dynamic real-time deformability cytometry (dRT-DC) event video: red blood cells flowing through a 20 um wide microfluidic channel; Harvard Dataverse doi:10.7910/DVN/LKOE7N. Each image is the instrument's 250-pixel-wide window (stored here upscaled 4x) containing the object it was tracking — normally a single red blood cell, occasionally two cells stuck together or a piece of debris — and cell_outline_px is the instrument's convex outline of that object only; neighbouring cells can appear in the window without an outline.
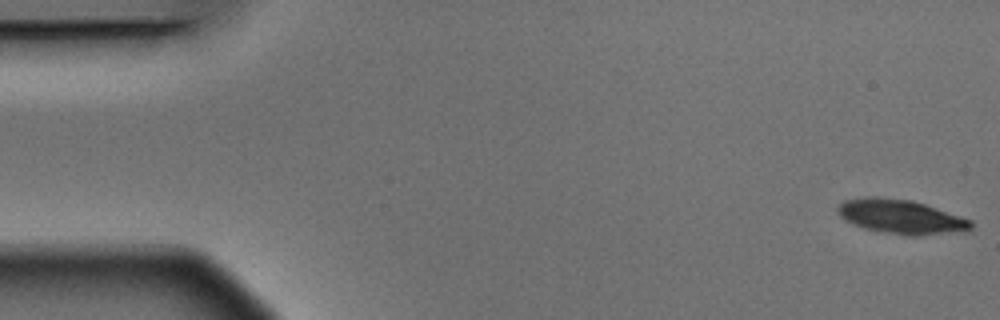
{"species": "Egyptian fruit bat (a non-hibernating species)", "species_latin": "Rousettus aegyptiacus", "temperature_condition": "warm", "stored_images_in_passage": 6, "camera_frame_rate_fps": 3000, "um_per_image_px": 0.085, "animal": {"sex": "male"}, "frame": {"image": 1, "passage_image": 1, "time_ms": 0.0, "image_size_px": [1000, 320], "cell_outline_px": [[972, 228], [968, 232], [884, 232], [864, 228], [852, 224], [844, 220], [836, 212], [836, 208], [844, 200], [868, 196], [876, 196], [912, 200], [972, 220]], "centroid_in_image_um": [76.5, 18.36], "position_along_channel_um": 8.5, "area_um2": 25.61}}
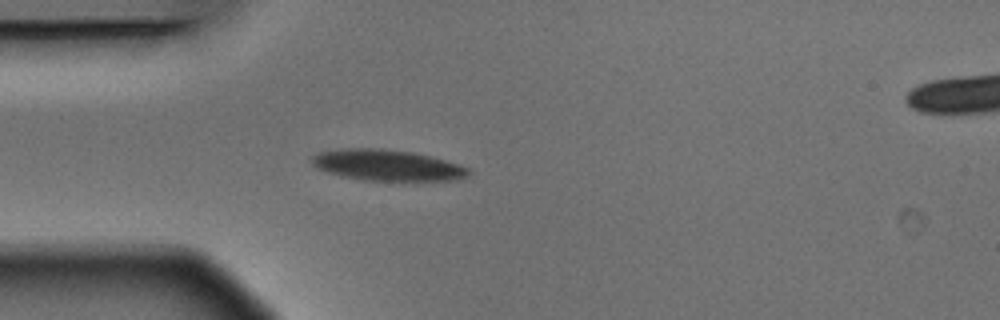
{"frame": {"image": 2, "passage_image": 5, "time_ms": 1.333, "image_size_px": [1000, 320], "cell_outline_px": [[472, 172], [468, 176], [456, 180], [416, 184], [360, 180], [340, 176], [316, 168], [312, 164], [312, 156], [316, 152], [340, 148], [380, 148], [412, 152], [432, 156], [468, 168]], "centroid_in_image_um": [32.95, 14.1], "position_along_channel_um": 52.0, "area_um2": 29.82}}